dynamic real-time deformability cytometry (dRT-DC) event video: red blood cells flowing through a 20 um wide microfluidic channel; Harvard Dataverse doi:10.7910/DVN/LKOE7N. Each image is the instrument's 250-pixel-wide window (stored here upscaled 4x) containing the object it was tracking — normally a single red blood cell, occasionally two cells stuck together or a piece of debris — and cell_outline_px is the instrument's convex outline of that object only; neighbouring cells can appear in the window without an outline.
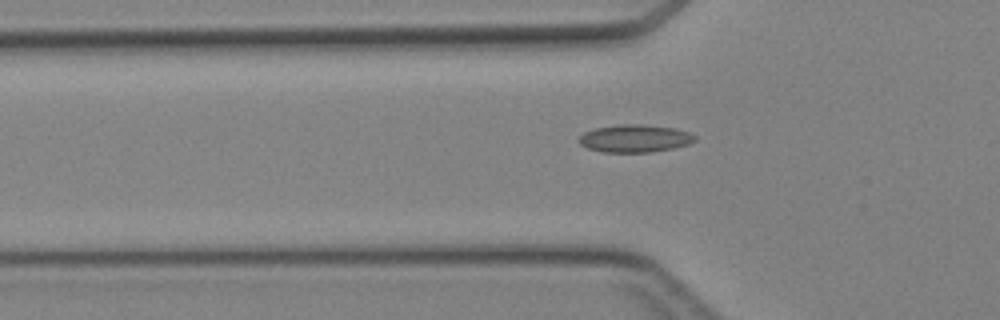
{"species": "Egyptian fruit bat (a non-hibernating species)", "species_latin": "Rousettus aegyptiacus", "temperature_condition": "cold", "stored_images_in_passage": 29, "camera_frame_rate_fps": 3000, "um_per_image_px": 0.085, "animal": {"sex": "female"}, "frame": {"image": 1, "passage_image": 5, "time_ms": 1.333, "image_size_px": [1000, 320], "cell_outline_px": [[696, 140], [688, 144], [672, 148], [648, 152], [604, 152], [588, 148], [580, 144], [576, 140], [584, 132], [596, 128], [620, 124], [640, 124], [676, 128], [688, 132], [696, 136]], "centroid_in_image_um": [53.94, 11.76], "position_along_channel_um": 71.9, "area_um2": 18.61}}
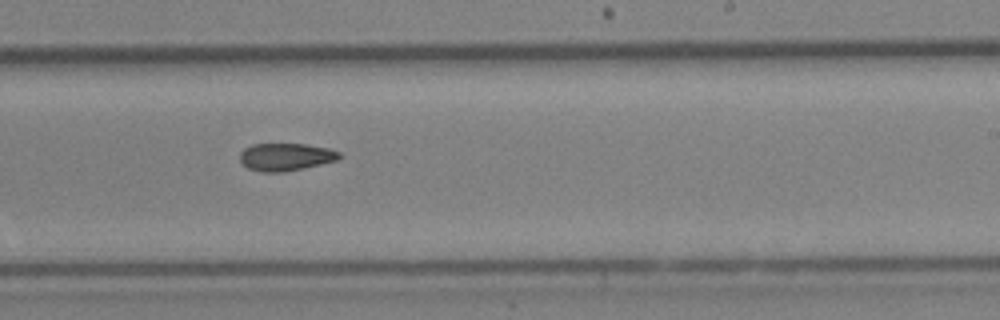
{"frame": {"image": 2, "passage_image": 18, "time_ms": 5.667, "image_size_px": [1000, 320], "cell_outline_px": [[344, 156], [340, 160], [304, 168], [284, 172], [260, 172], [248, 168], [240, 160], [240, 152], [244, 148], [252, 144], [304, 144], [328, 148], [340, 152]], "centroid_in_image_um": [24.33, 13.34], "position_along_channel_um": 264.7, "area_um2": 16.18}}
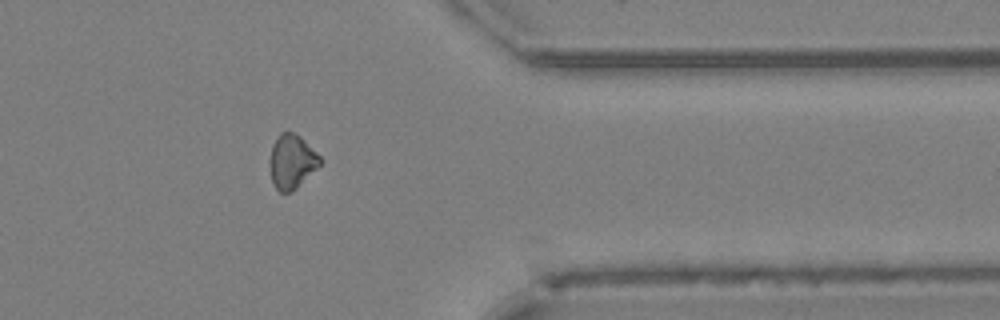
{"frame": {"image": 3, "passage_image": 27, "time_ms": 8.667, "image_size_px": [1000, 320], "cell_outline_px": [[324, 160], [296, 188], [288, 192], [280, 192], [276, 188], [272, 180], [268, 164], [268, 160], [272, 144], [280, 132], [292, 132], [300, 136]], "centroid_in_image_um": [24.77, 13.71], "position_along_channel_um": 386.6, "area_um2": 15.84}}